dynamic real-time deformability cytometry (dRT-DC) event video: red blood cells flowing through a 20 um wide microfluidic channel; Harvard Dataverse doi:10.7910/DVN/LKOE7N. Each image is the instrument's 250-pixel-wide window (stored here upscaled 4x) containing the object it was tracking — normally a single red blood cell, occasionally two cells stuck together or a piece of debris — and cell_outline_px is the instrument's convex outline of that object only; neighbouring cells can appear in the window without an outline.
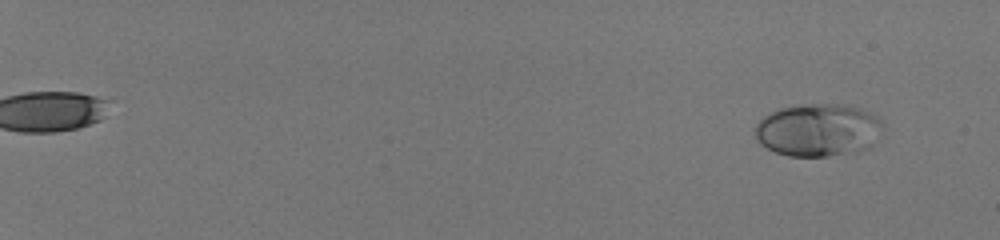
{"species": "human", "species_latin": "Homo sapiens", "temperature_condition": "room temperature", "stored_images_in_passage": 23, "camera_frame_rate_fps": 3000, "um_per_image_px": 0.085, "donor": {"sex": "male"}, "frame": {"image": 1, "passage_image": 5, "time_ms": 1.333, "image_size_px": [1000, 240], "cell_outline_px": [[884, 128], [872, 144], [868, 148], [860, 152], [828, 156], [788, 156], [776, 152], [760, 144], [756, 136], [756, 124], [764, 116], [780, 108], [804, 104], [836, 104], [860, 108], [876, 116], [884, 124]], "centroid_in_image_um": [69.57, 11.06], "position_along_channel_um": 15.4, "area_um2": 39.3}}